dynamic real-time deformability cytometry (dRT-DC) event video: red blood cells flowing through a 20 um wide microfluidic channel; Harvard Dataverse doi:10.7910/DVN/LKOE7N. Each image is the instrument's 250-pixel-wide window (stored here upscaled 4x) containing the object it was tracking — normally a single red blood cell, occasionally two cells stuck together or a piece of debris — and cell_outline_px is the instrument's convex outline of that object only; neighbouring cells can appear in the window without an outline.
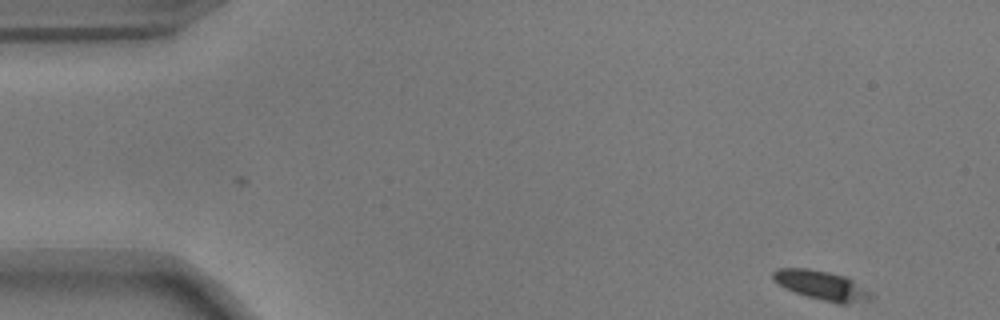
{"species": "common noctule bat (a hibernating species)", "species_latin": "Nyctalus noctula", "temperature_condition": "warm", "stored_images_in_passage": 7, "camera_frame_rate_fps": 3000, "um_per_image_px": 0.085, "animal": {"sex": "male", "body_mass_g": 17.9}, "frame": {"image": 1, "passage_image": 1, "time_ms": 0.0, "image_size_px": [1000, 320], "cell_outline_px": [[876, 296], [872, 300], [848, 304], [836, 304], [808, 296], [784, 288], [772, 276], [772, 272], [776, 268], [808, 268], [848, 276], [872, 292]], "centroid_in_image_um": [69.94, 24.26], "position_along_channel_um": 15.1, "area_um2": 16.99}}